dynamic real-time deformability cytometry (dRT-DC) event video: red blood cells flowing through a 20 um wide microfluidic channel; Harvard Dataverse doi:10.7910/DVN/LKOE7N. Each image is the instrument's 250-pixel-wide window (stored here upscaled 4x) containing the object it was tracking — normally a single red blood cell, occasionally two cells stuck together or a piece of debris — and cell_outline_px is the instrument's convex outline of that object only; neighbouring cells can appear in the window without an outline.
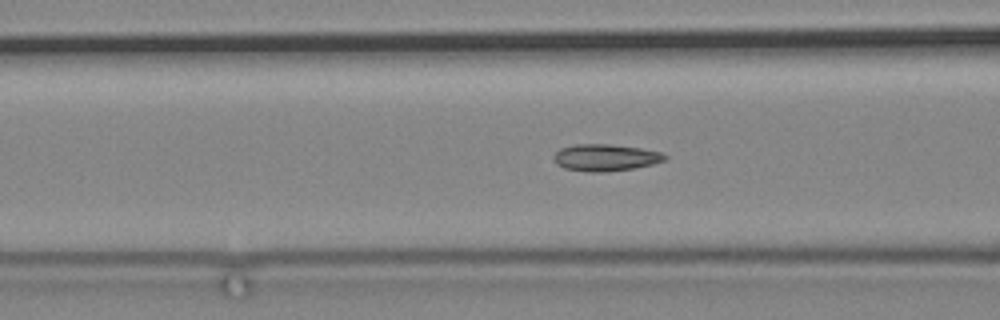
{"species": "common noctule bat (a hibernating species)", "species_latin": "Nyctalus noctula", "temperature_condition": "cold", "stored_images_in_passage": 46, "camera_frame_rate_fps": 3000, "um_per_image_px": 0.085, "animal": {"sex": "male", "body_mass_g": 19.2, "forearm_length_mm": 51.8}, "frame": {"image": 1, "passage_image": 7, "time_ms": 2.0, "image_size_px": [1000, 320], "cell_outline_px": [[668, 156], [664, 160], [652, 164], [632, 168], [608, 172], [592, 172], [564, 168], [556, 164], [552, 156], [560, 148], [572, 144], [608, 144], [640, 148], [660, 152]], "centroid_in_image_um": [51.41, 13.39], "position_along_channel_um": 115.2, "area_um2": 17.34}}
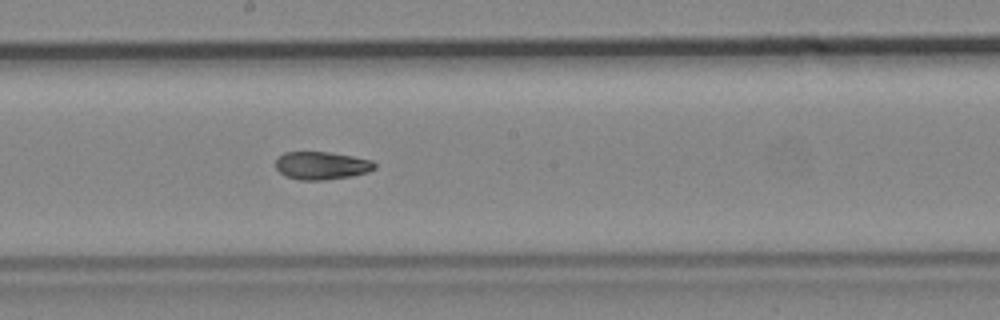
{"frame": {"image": 2, "passage_image": 17, "time_ms": 5.333, "image_size_px": [1000, 320], "cell_outline_px": [[376, 168], [368, 172], [352, 176], [324, 180], [300, 180], [284, 176], [276, 168], [276, 160], [284, 152], [328, 152], [352, 156], [372, 160], [376, 164]], "centroid_in_image_um": [27.35, 14.08], "position_along_channel_um": 220.9, "area_um2": 16.13}}
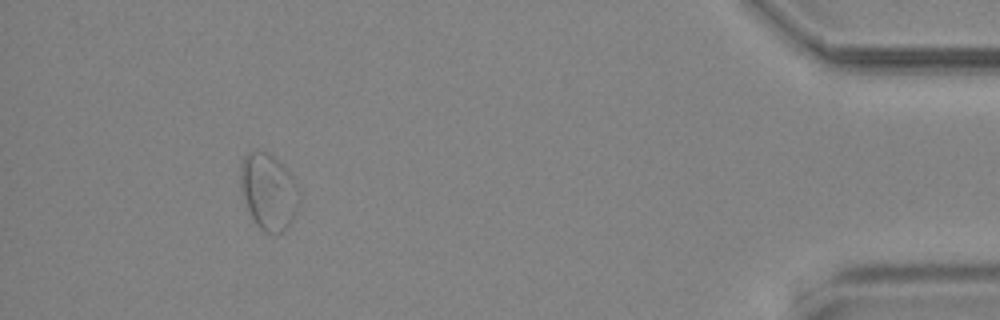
{"frame": {"image": 3, "passage_image": 41, "time_ms": 13.333, "image_size_px": [1000, 320], "cell_outline_px": [[296, 212], [292, 220], [280, 232], [264, 232], [252, 220], [240, 188], [240, 164], [244, 156], [248, 152], [256, 148], [272, 156], [284, 164], [296, 184]], "centroid_in_image_um": [22.76, 16.23], "position_along_channel_um": 412.4, "area_um2": 25.66}}